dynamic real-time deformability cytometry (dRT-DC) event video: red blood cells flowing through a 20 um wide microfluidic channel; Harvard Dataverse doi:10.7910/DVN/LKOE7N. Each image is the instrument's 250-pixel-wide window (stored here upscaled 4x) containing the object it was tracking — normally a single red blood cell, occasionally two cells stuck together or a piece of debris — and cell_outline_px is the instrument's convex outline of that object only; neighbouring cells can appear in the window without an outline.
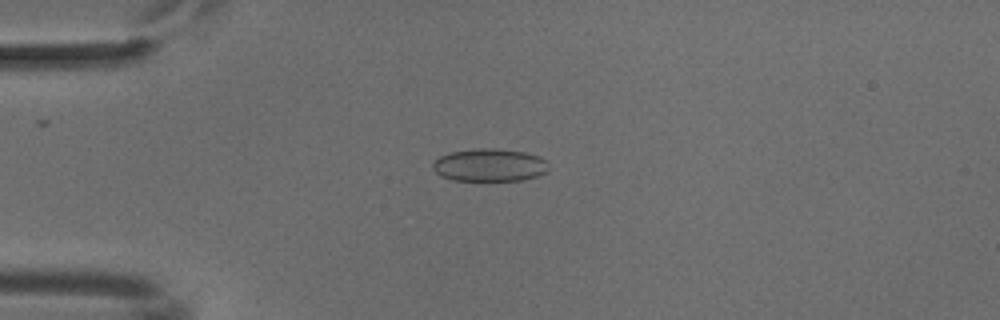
{"species": "common noctule bat (a hibernating species)", "species_latin": "Nyctalus noctula", "temperature_condition": "cold", "stored_images_in_passage": 52, "camera_frame_rate_fps": 3000, "um_per_image_px": 0.085, "animal": {"sex": "male", "body_mass_g": 18.8}, "frame": {"image": 1, "passage_image": 13, "time_ms": 4.0, "image_size_px": [1000, 320], "cell_outline_px": [[548, 168], [544, 172], [536, 176], [524, 180], [452, 180], [440, 176], [432, 168], [432, 164], [440, 156], [452, 152], [476, 148], [492, 148], [524, 152], [540, 156], [544, 160]], "centroid_in_image_um": [41.58, 14.03], "position_along_channel_um": 43.4, "area_um2": 21.91}}
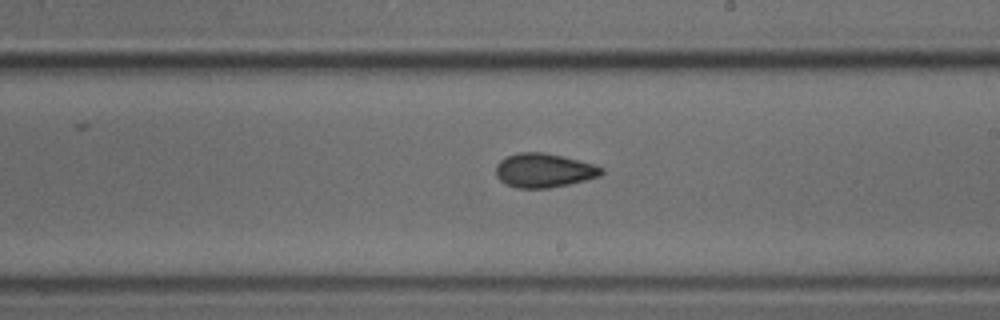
{"frame": {"image": 2, "passage_image": 30, "time_ms": 9.667, "image_size_px": [1000, 320], "cell_outline_px": [[604, 172], [600, 176], [568, 184], [548, 188], [516, 188], [504, 184], [496, 176], [496, 164], [500, 160], [508, 156], [520, 152], [544, 152], [596, 164], [604, 168]], "centroid_in_image_um": [46.23, 14.48], "position_along_channel_um": 242.8, "area_um2": 21.04}}
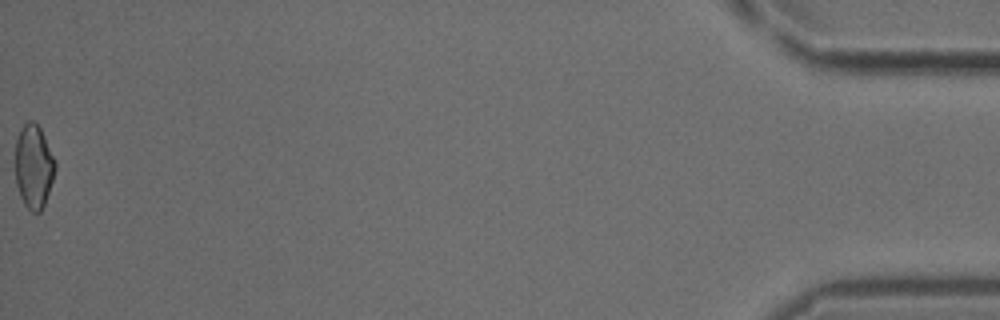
{"frame": {"image": 3, "passage_image": 52, "time_ms": 17.0, "image_size_px": [1000, 320], "cell_outline_px": [[56, 168], [44, 204], [40, 212], [32, 212], [24, 204], [20, 196], [16, 184], [16, 140], [20, 128], [28, 120], [32, 120], [40, 128], [44, 136], [56, 164]], "centroid_in_image_um": [2.85, 14.14], "position_along_channel_um": 432.4, "area_um2": 19.19}}